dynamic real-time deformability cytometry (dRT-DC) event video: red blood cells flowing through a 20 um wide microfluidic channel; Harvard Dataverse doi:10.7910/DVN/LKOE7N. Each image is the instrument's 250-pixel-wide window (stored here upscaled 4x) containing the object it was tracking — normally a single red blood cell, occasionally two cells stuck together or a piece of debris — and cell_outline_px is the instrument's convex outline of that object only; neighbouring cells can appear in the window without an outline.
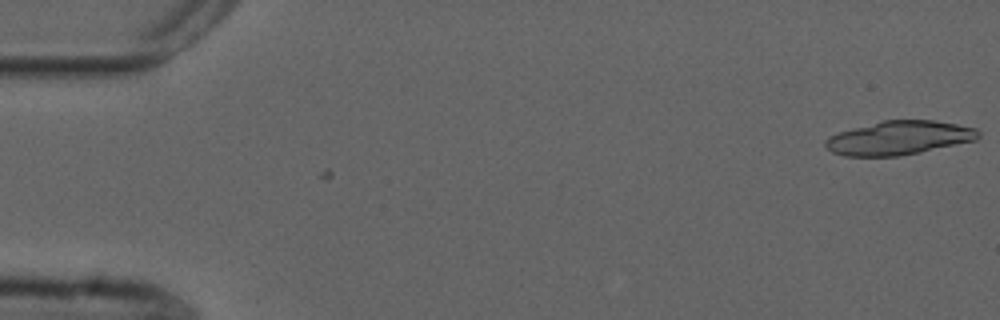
{"species": "common noctule bat (a hibernating species)", "species_latin": "Nyctalus noctula", "temperature_condition": "cold", "stored_images_in_passage": 2, "camera_frame_rate_fps": 3000, "um_per_image_px": 0.085, "animal": {"sex": "male", "forearm_length_mm": 52.5}, "frame": {"image": 1, "passage_image": 2, "time_ms": 0.333, "image_size_px": [1000, 320], "cell_outline_px": [[980, 136], [976, 140], [920, 152], [896, 156], [844, 156], [832, 152], [824, 144], [824, 140], [828, 136], [840, 132], [884, 120], [932, 120], [956, 124], [976, 128], [980, 132]], "centroid_in_image_um": [76.42, 11.72], "position_along_channel_um": 8.6, "area_um2": 29.88}}